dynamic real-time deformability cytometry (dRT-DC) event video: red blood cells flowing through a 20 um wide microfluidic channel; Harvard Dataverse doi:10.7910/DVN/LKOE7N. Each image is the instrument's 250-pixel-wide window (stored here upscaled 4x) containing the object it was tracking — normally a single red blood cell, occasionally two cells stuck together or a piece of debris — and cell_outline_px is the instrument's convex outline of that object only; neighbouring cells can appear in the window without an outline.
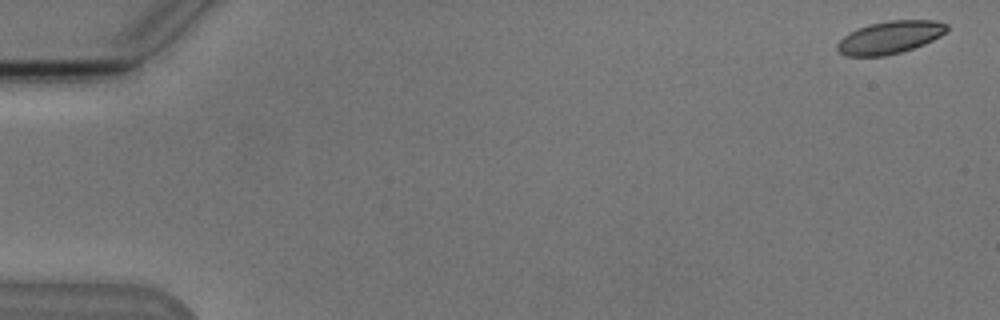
{"species": "Egyptian fruit bat (a non-hibernating species)", "species_latin": "Rousettus aegyptiacus", "temperature_condition": "cold", "stored_images_in_passage": 6, "camera_frame_rate_fps": 3000, "um_per_image_px": 0.085, "animal": {"sex": "male"}, "frame": {"image": 1, "passage_image": 1, "time_ms": 0.0, "image_size_px": [1000, 320], "cell_outline_px": [[948, 28], [940, 36], [924, 44], [900, 52], [884, 56], [844, 56], [836, 48], [836, 44], [844, 36], [868, 24], [888, 20], [936, 20], [948, 24]], "centroid_in_image_um": [75.64, 3.17], "position_along_channel_um": 9.4, "area_um2": 20.69}}
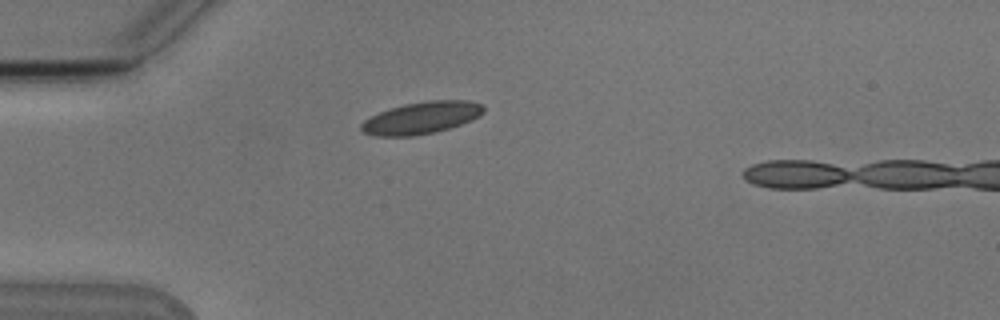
{"frame": {"image": 2, "passage_image": 5, "time_ms": 4.667, "image_size_px": [1000, 320], "cell_outline_px": [[484, 112], [480, 116], [472, 120], [436, 132], [412, 136], [376, 136], [364, 132], [360, 128], [360, 124], [364, 120], [380, 112], [404, 104], [428, 100], [468, 100], [484, 104]], "centroid_in_image_um": [35.86, 10.01], "position_along_channel_um": 49.1, "area_um2": 22.83}}